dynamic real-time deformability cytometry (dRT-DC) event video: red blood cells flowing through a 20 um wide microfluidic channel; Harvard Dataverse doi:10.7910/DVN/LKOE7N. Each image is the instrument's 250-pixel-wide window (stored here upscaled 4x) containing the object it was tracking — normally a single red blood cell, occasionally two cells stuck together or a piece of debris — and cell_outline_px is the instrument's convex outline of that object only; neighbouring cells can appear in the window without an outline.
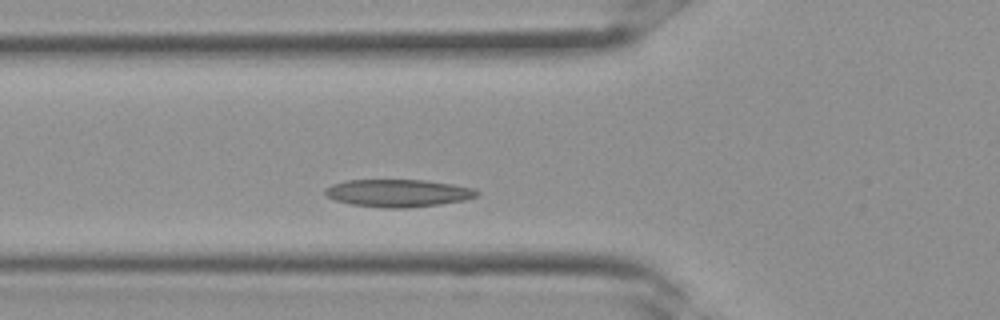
{"species": "Egyptian fruit bat (a non-hibernating species)", "species_latin": "Rousettus aegyptiacus", "temperature_condition": "room temperature", "stored_images_in_passage": 23, "camera_frame_rate_fps": 3000, "um_per_image_px": 0.085, "frame": {"image": 1, "passage_image": 6, "time_ms": 1.667, "image_size_px": [1000, 320], "cell_outline_px": [[480, 192], [476, 196], [464, 200], [440, 204], [408, 208], [384, 208], [352, 204], [336, 200], [328, 196], [324, 192], [332, 184], [344, 180], [424, 180], [452, 184], [472, 188]], "centroid_in_image_um": [33.85, 16.41], "position_along_channel_um": 92.0, "area_um2": 24.16}}
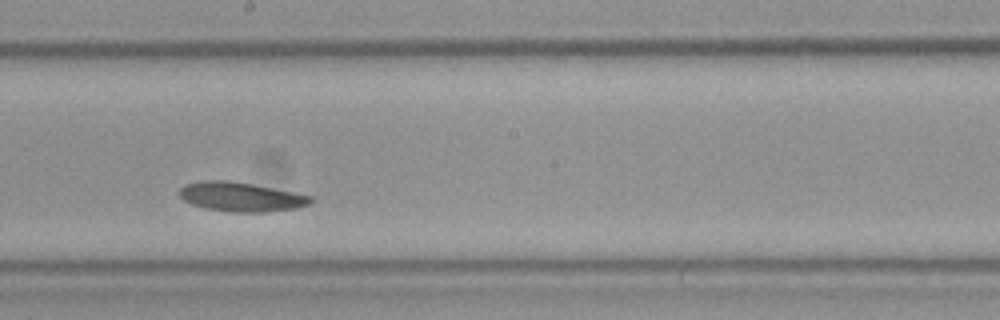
{"frame": {"image": 2, "passage_image": 13, "time_ms": 4.0, "image_size_px": [1000, 320], "cell_outline_px": [[316, 200], [308, 204], [296, 208], [268, 212], [232, 212], [204, 208], [192, 204], [184, 200], [180, 196], [180, 188], [184, 184], [200, 180], [228, 180], [252, 184], [296, 192], [312, 196]], "centroid_in_image_um": [20.5, 16.72], "position_along_channel_um": 227.7, "area_um2": 22.6}}
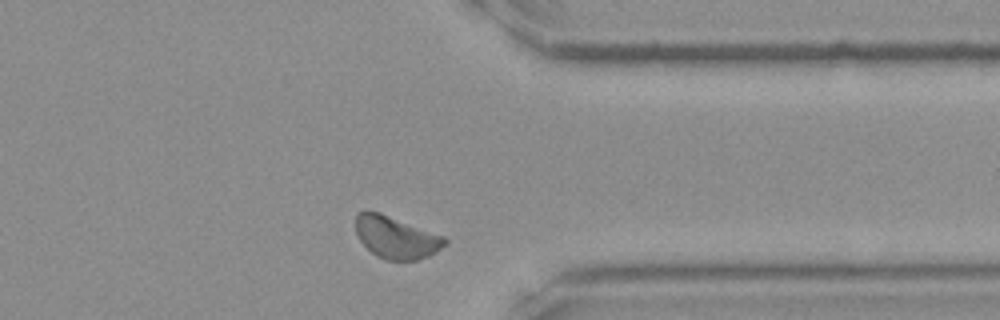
{"frame": {"image": 3, "passage_image": 21, "time_ms": 6.667, "image_size_px": [1000, 320], "cell_outline_px": [[448, 240], [436, 252], [428, 256], [416, 260], [384, 260], [376, 256], [356, 236], [356, 212], [364, 208], [380, 212], [444, 236]], "centroid_in_image_um": [33.62, 20.15], "position_along_channel_um": 377.8, "area_um2": 22.08}}